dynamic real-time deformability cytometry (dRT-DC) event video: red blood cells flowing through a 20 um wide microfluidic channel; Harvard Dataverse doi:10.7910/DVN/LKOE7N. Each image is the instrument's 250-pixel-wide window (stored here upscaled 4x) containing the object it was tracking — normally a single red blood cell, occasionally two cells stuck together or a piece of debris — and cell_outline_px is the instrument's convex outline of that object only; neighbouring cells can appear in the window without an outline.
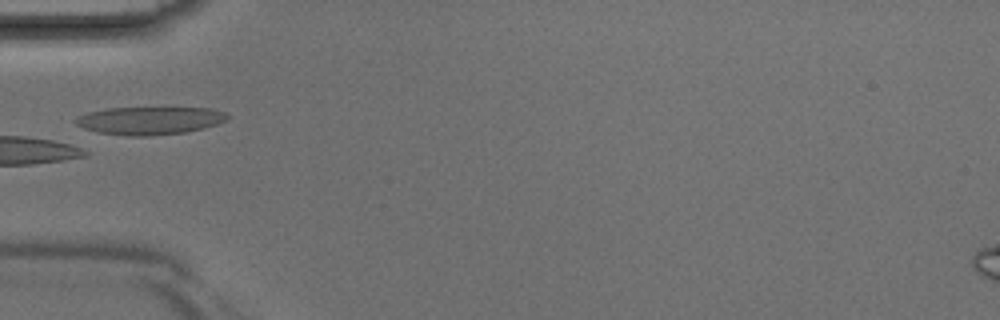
{"species": "Egyptian fruit bat (a non-hibernating species)", "species_latin": "Rousettus aegyptiacus", "temperature_condition": "room temperature", "stored_images_in_passage": 2, "camera_frame_rate_fps": 3000, "um_per_image_px": 0.085, "animal": {"sex": "male"}, "frame": {"image": 1, "passage_image": 2, "time_ms": 0.333, "image_size_px": [1000, 320], "cell_outline_px": [[228, 116], [224, 120], [216, 124], [204, 128], [184, 132], [148, 136], [124, 136], [96, 132], [84, 128], [76, 124], [72, 120], [76, 116], [88, 112], [108, 108], [212, 108], [224, 112]], "centroid_in_image_um": [12.65, 10.25], "position_along_channel_um": 72.4, "area_um2": 24.62}}